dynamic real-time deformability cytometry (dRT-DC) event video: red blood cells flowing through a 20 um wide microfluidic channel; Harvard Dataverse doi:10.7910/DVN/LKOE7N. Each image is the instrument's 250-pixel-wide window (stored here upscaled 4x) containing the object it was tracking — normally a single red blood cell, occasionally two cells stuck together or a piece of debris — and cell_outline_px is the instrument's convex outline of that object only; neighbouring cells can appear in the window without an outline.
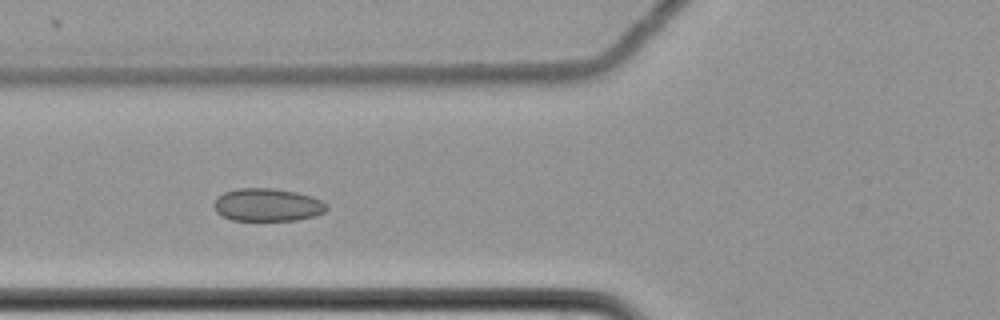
{"species": "common noctule bat (a hibernating species)", "species_latin": "Nyctalus noctula", "temperature_condition": "cold", "stored_images_in_passage": 7, "camera_frame_rate_fps": 3000, "um_per_image_px": 0.085, "animal": {"sex": "female", "body_mass_g": 22.7, "forearm_length_mm": 54.2}, "frame": {"image": 1, "passage_image": 5, "time_ms": 1.333, "image_size_px": [1000, 320], "cell_outline_px": [[328, 208], [324, 212], [312, 216], [296, 220], [232, 220], [216, 212], [212, 204], [224, 192], [236, 188], [272, 188], [296, 192], [312, 196], [328, 204]], "centroid_in_image_um": [22.73, 17.4], "position_along_channel_um": 103.1, "area_um2": 21.5}}
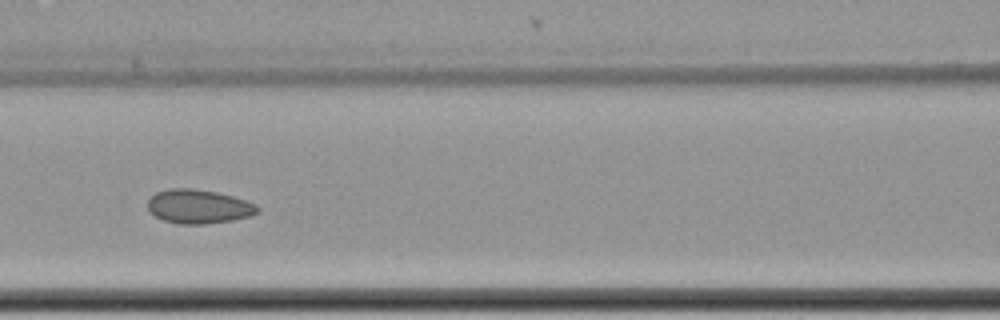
{"frame": {"image": 2, "passage_image": 6, "time_ms": 1.667, "image_size_px": [1000, 320], "cell_outline_px": [[260, 212], [252, 216], [232, 220], [204, 224], [176, 224], [164, 220], [156, 216], [148, 208], [148, 200], [156, 192], [168, 188], [192, 188], [216, 192], [232, 196], [256, 204], [260, 208]], "centroid_in_image_um": [16.9, 17.55], "position_along_channel_um": 149.7, "area_um2": 21.79}}
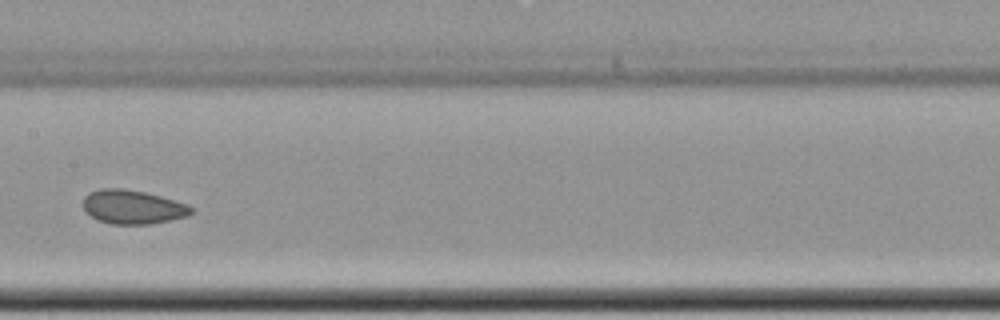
{"frame": {"image": 3, "passage_image": 7, "time_ms": 2.0, "image_size_px": [1000, 320], "cell_outline_px": [[192, 212], [188, 216], [148, 224], [112, 224], [96, 220], [84, 208], [84, 196], [88, 192], [100, 188], [124, 188], [144, 192], [160, 196], [188, 204], [192, 208]], "centroid_in_image_um": [11.26, 17.58], "position_along_channel_um": 196.1, "area_um2": 21.27}}